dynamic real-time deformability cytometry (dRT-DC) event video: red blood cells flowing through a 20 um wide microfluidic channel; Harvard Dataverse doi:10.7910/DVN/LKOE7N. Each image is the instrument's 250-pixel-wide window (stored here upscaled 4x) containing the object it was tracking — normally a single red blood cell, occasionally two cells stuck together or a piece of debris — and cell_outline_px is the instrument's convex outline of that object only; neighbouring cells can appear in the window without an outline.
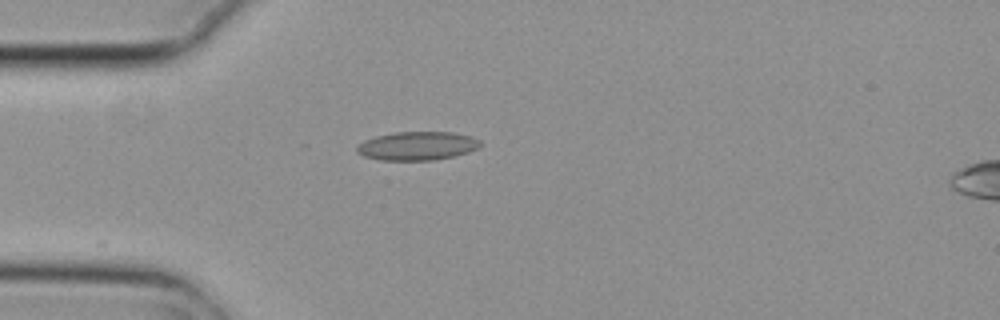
{"species": "common noctule bat (a hibernating species)", "species_latin": "Nyctalus noctula", "temperature_condition": "cold", "stored_images_in_passage": 3, "camera_frame_rate_fps": 3000, "um_per_image_px": 0.085, "animal": {"sex": "female", "body_mass_g": 29.2, "forearm_length_mm": 56.3}, "frame": {"image": 1, "passage_image": 3, "time_ms": 0.667, "image_size_px": [1000, 320], "cell_outline_px": [[480, 144], [476, 148], [468, 152], [452, 156], [432, 160], [380, 160], [364, 156], [356, 152], [356, 144], [364, 140], [376, 136], [396, 132], [452, 132], [472, 136], [480, 140]], "centroid_in_image_um": [35.42, 12.39], "position_along_channel_um": 49.6, "area_um2": 20.52}}